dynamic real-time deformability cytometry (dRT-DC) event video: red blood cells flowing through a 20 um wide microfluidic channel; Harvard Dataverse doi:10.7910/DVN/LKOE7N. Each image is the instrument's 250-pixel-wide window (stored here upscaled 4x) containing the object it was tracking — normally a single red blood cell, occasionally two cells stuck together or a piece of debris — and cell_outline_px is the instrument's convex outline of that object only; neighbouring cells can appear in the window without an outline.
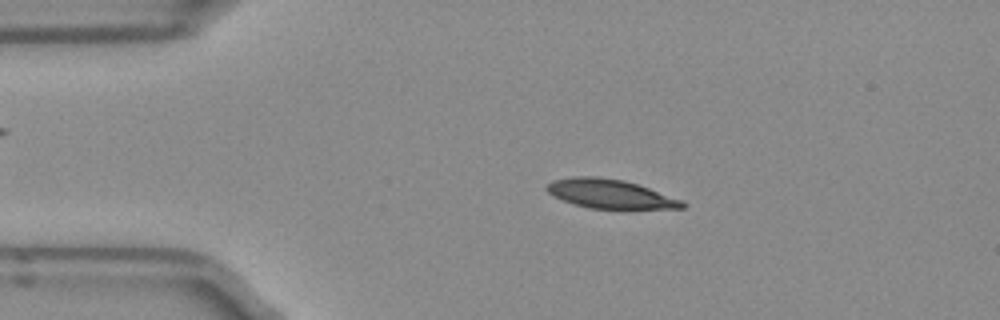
{"species": "Egyptian fruit bat (a non-hibernating species)", "species_latin": "Rousettus aegyptiacus", "temperature_condition": "room temperature", "stored_images_in_passage": 48, "camera_frame_rate_fps": 3000, "um_per_image_px": 0.085, "frame": {"image": 1, "passage_image": 7, "time_ms": 2.0, "image_size_px": [1000, 320], "cell_outline_px": [[688, 204], [684, 208], [588, 208], [572, 204], [552, 196], [544, 188], [552, 180], [572, 176], [596, 176], [624, 180], [684, 200]], "centroid_in_image_um": [51.82, 16.47], "position_along_channel_um": 33.2, "area_um2": 22.95}}
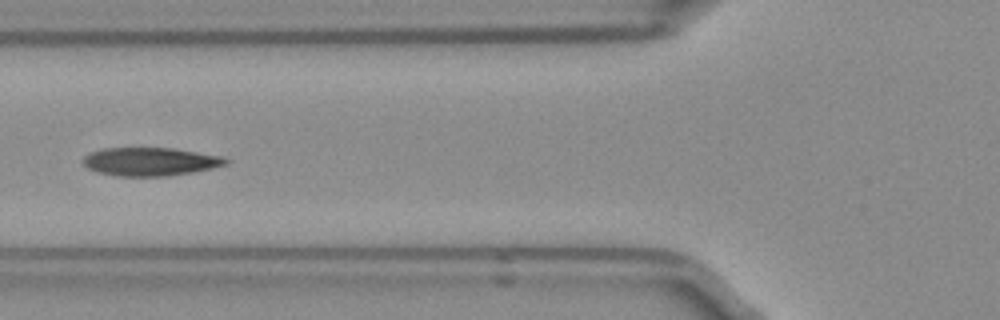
{"frame": {"image": 2, "passage_image": 16, "time_ms": 5.0, "image_size_px": [1000, 320], "cell_outline_px": [[228, 164], [212, 168], [192, 172], [164, 176], [116, 176], [96, 172], [88, 168], [84, 164], [84, 156], [92, 152], [104, 148], [172, 148], [220, 156], [228, 160]], "centroid_in_image_um": [12.75, 13.74], "position_along_channel_um": 113.1, "area_um2": 23.29}}
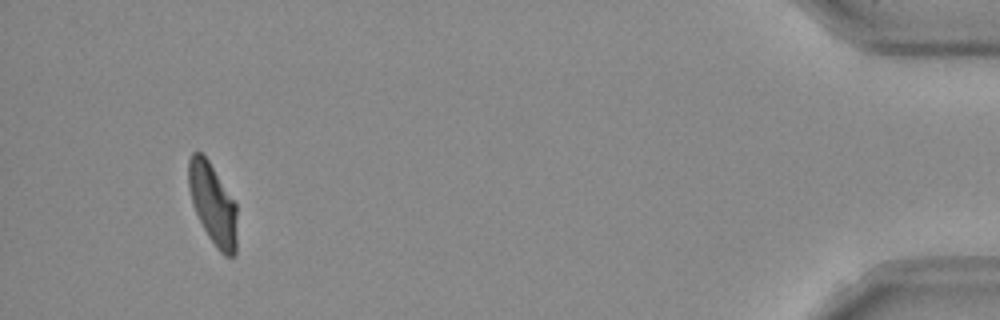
{"frame": {"image": 3, "passage_image": 45, "time_ms": 14.667, "image_size_px": [1000, 320], "cell_outline_px": [[236, 252], [232, 256], [224, 256], [216, 248], [208, 236], [192, 204], [188, 188], [188, 160], [192, 152], [200, 152], [208, 160], [236, 204]], "centroid_in_image_um": [18.07, 17.34], "position_along_channel_um": 417.1, "area_um2": 22.66}, "authors_computed_cell_mechanics": {"area_um2": 23.5246, "velocity_mm_per_s": 3.9368, "shape_relaxation_time_tau1_ms": 3.4162, "shape_relaxation_time_tau2_ms": 1.6796, "deformation_change_tau1": 0.1856, "deformation_change_tau2": 0.0903}}